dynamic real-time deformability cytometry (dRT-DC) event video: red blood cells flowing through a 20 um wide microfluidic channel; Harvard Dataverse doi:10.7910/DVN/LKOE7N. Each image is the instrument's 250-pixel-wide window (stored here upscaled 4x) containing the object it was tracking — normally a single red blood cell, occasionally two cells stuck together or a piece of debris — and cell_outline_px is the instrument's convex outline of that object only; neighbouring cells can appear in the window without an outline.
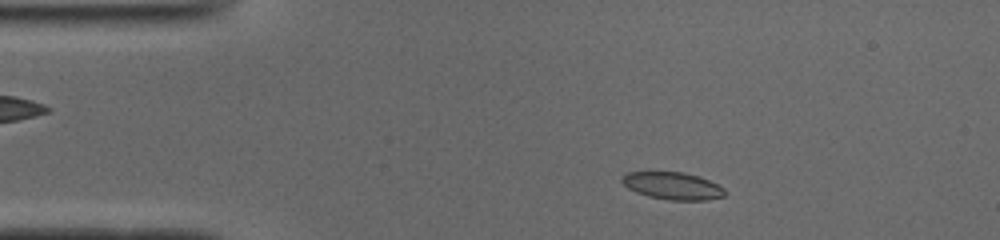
{"species": "common noctule bat (a hibernating species)", "species_latin": "Nyctalus noctula", "temperature_condition": "cold", "stored_images_in_passage": 45, "camera_frame_rate_fps": 3000, "um_per_image_px": 0.085, "animal": {"sex": "male", "body_mass_g": 19.0, "forearm_length_mm": 50.8}, "frame": {"image": 1, "passage_image": 3, "time_ms": 0.667, "image_size_px": [1000, 240], "cell_outline_px": [[728, 192], [724, 196], [704, 200], [668, 200], [648, 196], [636, 192], [628, 188], [620, 180], [620, 176], [628, 172], [680, 172], [696, 176], [708, 180], [724, 188]], "centroid_in_image_um": [57.15, 15.8], "position_along_channel_um": 27.9, "area_um2": 16.3}}
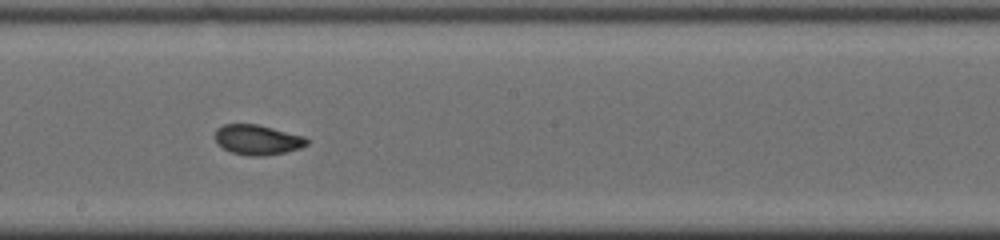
{"frame": {"image": 2, "passage_image": 22, "time_ms": 7.0, "image_size_px": [1000, 240], "cell_outline_px": [[308, 144], [300, 148], [284, 152], [264, 156], [248, 156], [232, 152], [224, 148], [216, 140], [216, 128], [224, 124], [256, 124], [304, 136], [308, 140]], "centroid_in_image_um": [21.89, 11.88], "position_along_channel_um": 226.3, "area_um2": 15.84}}
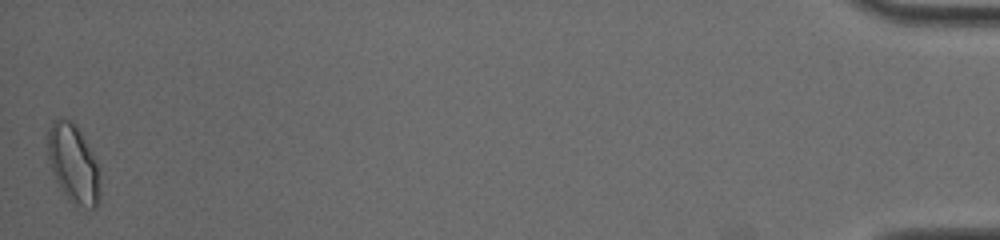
{"frame": {"image": 3, "passage_image": 45, "time_ms": 14.667, "image_size_px": [1000, 240], "cell_outline_px": [[100, 200], [96, 208], [88, 208], [72, 204], [68, 200], [56, 180], [48, 156], [48, 132], [52, 124], [56, 120], [68, 120], [80, 132], [96, 164], [100, 192]], "centroid_in_image_um": [6.23, 14.01], "position_along_channel_um": 429.0, "area_um2": 22.95}, "authors_computed_cell_mechanics": {"area_um2": 16.2996, "velocity_mm_per_s": 3.9242, "shape_relaxation_time_tau1_ms": 4.0321, "shape_relaxation_time_tau2_ms": 0.8184, "deformation_change_tau1": 0.1529, "deformation_change_tau2": 0.0528}}